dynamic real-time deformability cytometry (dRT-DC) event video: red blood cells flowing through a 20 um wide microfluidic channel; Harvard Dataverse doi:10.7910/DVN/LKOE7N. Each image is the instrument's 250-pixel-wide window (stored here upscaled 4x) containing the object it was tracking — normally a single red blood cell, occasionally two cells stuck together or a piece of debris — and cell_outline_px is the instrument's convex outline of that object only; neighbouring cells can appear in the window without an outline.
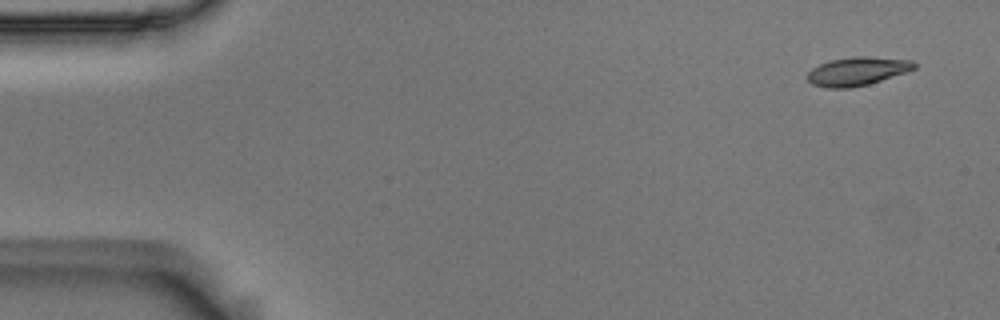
{"species": "Egyptian fruit bat (a non-hibernating species)", "species_latin": "Rousettus aegyptiacus", "temperature_condition": "room temperature", "stored_images_in_passage": 6, "camera_frame_rate_fps": 3000, "um_per_image_px": 0.085, "animal": {"sex": "male"}, "frame": {"image": 1, "passage_image": 1, "time_ms": 0.0, "image_size_px": [1000, 320], "cell_outline_px": [[916, 68], [908, 72], [868, 84], [852, 88], [824, 88], [812, 84], [808, 80], [808, 72], [812, 68], [820, 64], [832, 60], [852, 56], [868, 56], [912, 60], [916, 64]], "centroid_in_image_um": [72.89, 6.06], "position_along_channel_um": 12.1, "area_um2": 17.86}}
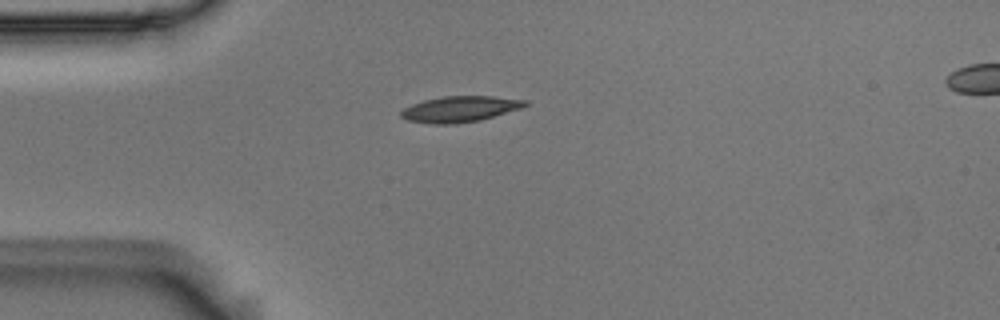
{"frame": {"image": 2, "passage_image": 4, "time_ms": 1.0, "image_size_px": [1000, 320], "cell_outline_px": [[528, 104], [520, 108], [480, 120], [452, 124], [436, 124], [408, 120], [400, 116], [400, 112], [404, 108], [412, 104], [424, 100], [444, 96], [492, 96], [528, 100]], "centroid_in_image_um": [39.09, 9.26], "position_along_channel_um": 45.9, "area_um2": 18.5}}
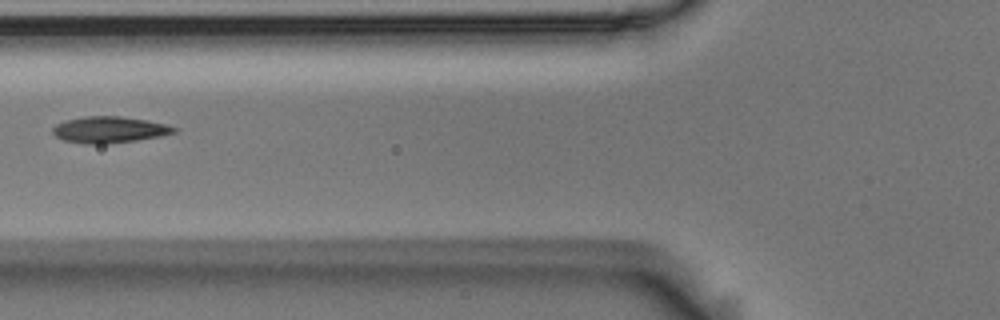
{"frame": {"image": 3, "passage_image": 6, "time_ms": 1.667, "image_size_px": [1000, 320], "cell_outline_px": [[176, 132], [160, 136], [136, 140], [104, 144], [84, 144], [64, 140], [56, 136], [52, 132], [52, 128], [56, 124], [64, 120], [84, 116], [120, 116], [148, 120], [168, 124], [176, 128]], "centroid_in_image_um": [9.28, 11.01], "position_along_channel_um": 116.5, "area_um2": 18.73}}